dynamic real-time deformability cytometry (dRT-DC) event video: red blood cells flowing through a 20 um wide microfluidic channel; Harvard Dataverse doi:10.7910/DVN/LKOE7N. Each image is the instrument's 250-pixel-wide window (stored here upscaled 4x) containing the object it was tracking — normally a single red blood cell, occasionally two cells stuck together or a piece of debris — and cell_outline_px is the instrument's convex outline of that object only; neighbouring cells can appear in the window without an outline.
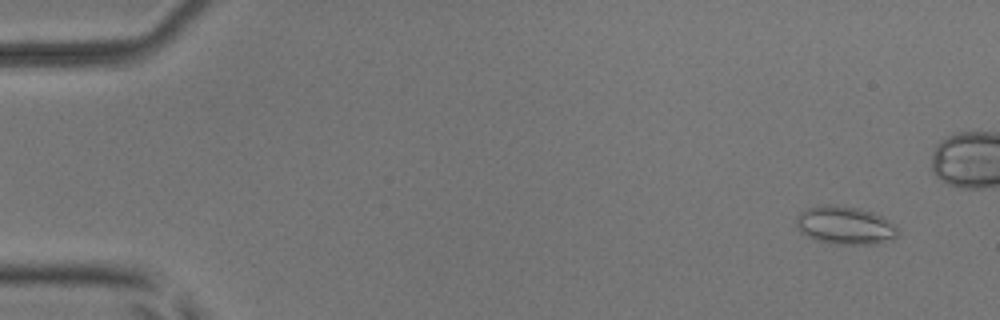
{"species": "common noctule bat (a hibernating species)", "species_latin": "Nyctalus noctula", "temperature_condition": "room temperature", "stored_images_in_passage": 6, "camera_frame_rate_fps": 3000, "um_per_image_px": 0.085, "animal": {"sex": "male", "body_mass_g": 17.9, "forearm_length_mm": 54.2}, "frame": {"image": 1, "passage_image": 1, "time_ms": 0.0, "image_size_px": [1000, 320], "cell_outline_px": [[900, 232], [892, 240], [876, 244], [836, 244], [820, 240], [808, 236], [800, 232], [796, 228], [796, 220], [800, 212], [808, 208], [824, 204], [836, 204], [856, 208], [872, 212], [888, 220]], "centroid_in_image_um": [71.82, 19.15], "position_along_channel_um": 13.2, "area_um2": 22.43}}